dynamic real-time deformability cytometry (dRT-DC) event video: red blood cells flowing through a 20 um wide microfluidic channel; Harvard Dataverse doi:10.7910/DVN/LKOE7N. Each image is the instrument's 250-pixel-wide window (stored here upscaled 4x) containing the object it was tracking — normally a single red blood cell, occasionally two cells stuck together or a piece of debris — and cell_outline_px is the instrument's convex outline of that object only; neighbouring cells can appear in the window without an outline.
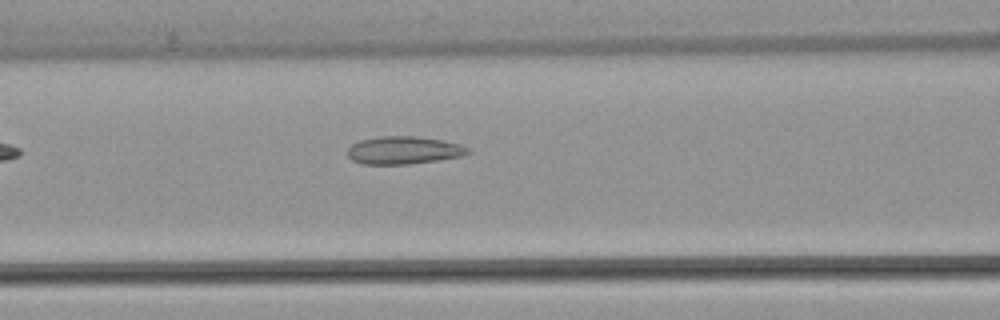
{"species": "common noctule bat (a hibernating species)", "species_latin": "Nyctalus noctula", "temperature_condition": "warm", "stored_images_in_passage": 5, "camera_frame_rate_fps": 3000, "um_per_image_px": 0.085, "animal": {"sex": "female", "body_mass_g": 22.7, "forearm_length_mm": 54.2}, "frame": {"image": 1, "passage_image": 5, "time_ms": 5.667, "image_size_px": [1000, 320], "cell_outline_px": [[472, 152], [460, 156], [436, 160], [408, 164], [360, 164], [352, 160], [348, 156], [348, 148], [352, 144], [360, 140], [380, 136], [416, 136], [444, 140], [460, 144], [468, 148]], "centroid_in_image_um": [34.3, 12.76], "position_along_channel_um": 132.3, "area_um2": 19.48}}